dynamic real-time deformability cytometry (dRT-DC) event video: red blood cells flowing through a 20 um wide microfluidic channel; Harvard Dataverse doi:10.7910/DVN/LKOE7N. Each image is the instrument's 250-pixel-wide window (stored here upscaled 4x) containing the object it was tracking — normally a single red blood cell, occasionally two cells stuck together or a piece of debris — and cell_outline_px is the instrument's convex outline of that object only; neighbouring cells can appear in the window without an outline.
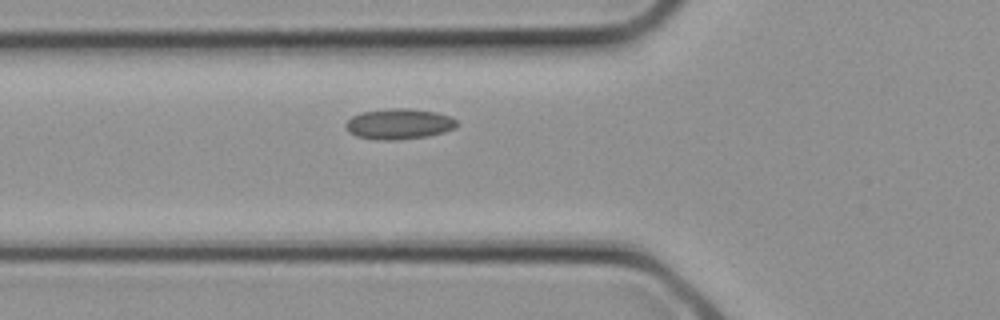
{"species": "common noctule bat (a hibernating species)", "species_latin": "Nyctalus noctula", "temperature_condition": "cold", "stored_images_in_passage": 3, "camera_frame_rate_fps": 3000, "um_per_image_px": 0.085, "animal": {"sex": "female", "body_mass_g": 21.9}, "frame": {"image": 1, "passage_image": 3, "time_ms": 0.667, "image_size_px": [1000, 320], "cell_outline_px": [[456, 128], [444, 132], [428, 136], [396, 140], [376, 140], [356, 136], [348, 132], [344, 124], [352, 116], [360, 112], [384, 108], [408, 108], [436, 112], [448, 116], [456, 120]], "centroid_in_image_um": [33.87, 10.53], "position_along_channel_um": 91.9, "area_um2": 20.0}}